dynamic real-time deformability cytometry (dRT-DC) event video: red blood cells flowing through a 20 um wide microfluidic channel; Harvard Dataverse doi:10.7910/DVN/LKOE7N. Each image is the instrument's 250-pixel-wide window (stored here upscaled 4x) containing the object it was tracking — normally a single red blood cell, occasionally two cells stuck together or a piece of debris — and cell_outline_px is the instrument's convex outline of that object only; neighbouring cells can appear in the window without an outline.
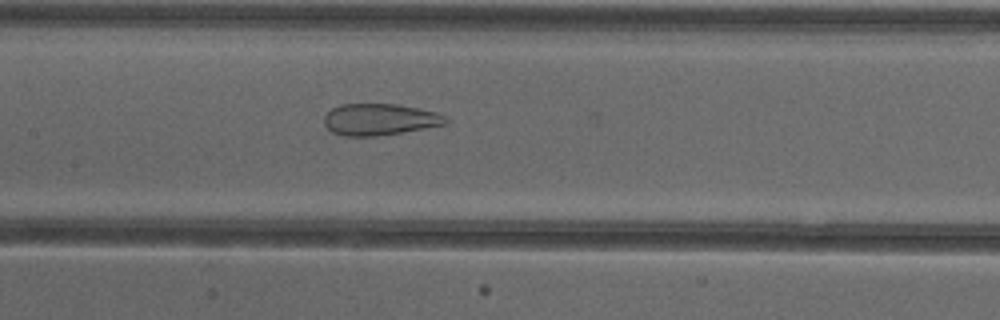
{"species": "common noctule bat (a hibernating species)", "species_latin": "Nyctalus noctula", "temperature_condition": "cold", "stored_images_in_passage": 27, "camera_frame_rate_fps": 3000, "um_per_image_px": 0.085, "animal": {"sex": "female"}, "frame": {"image": 1, "passage_image": 26, "time_ms": 8.333, "image_size_px": [1000, 320], "cell_outline_px": [[448, 120], [444, 124], [424, 128], [376, 136], [344, 136], [332, 132], [324, 124], [324, 116], [332, 108], [340, 104], [396, 104], [436, 112], [448, 116]], "centroid_in_image_um": [32.24, 10.15], "position_along_channel_um": 175.2, "area_um2": 22.2}}